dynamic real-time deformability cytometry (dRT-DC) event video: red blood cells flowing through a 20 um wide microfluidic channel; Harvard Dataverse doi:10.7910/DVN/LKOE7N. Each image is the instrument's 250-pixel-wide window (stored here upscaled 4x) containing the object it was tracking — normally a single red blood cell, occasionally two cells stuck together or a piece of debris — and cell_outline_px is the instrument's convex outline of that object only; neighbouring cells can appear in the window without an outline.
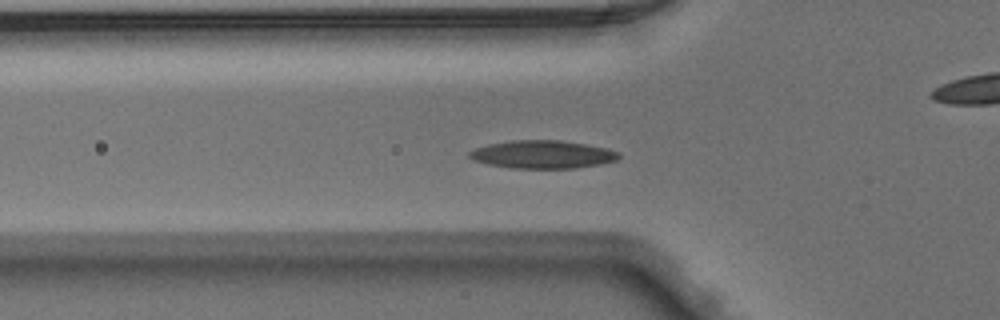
{"species": "Egyptian fruit bat (a non-hibernating species)", "species_latin": "Rousettus aegyptiacus", "temperature_condition": "warm", "stored_images_in_passage": 50, "camera_frame_rate_fps": 3000, "um_per_image_px": 0.085, "animal": {"sex": "male"}, "frame": {"image": 1, "passage_image": 17, "time_ms": 5.333, "image_size_px": [1000, 320], "cell_outline_px": [[620, 156], [616, 160], [600, 164], [572, 168], [512, 168], [488, 164], [472, 160], [468, 156], [468, 152], [476, 148], [488, 144], [512, 140], [560, 140], [608, 148], [620, 152]], "centroid_in_image_um": [46.1, 13.12], "position_along_channel_um": 79.7, "area_um2": 24.33}}
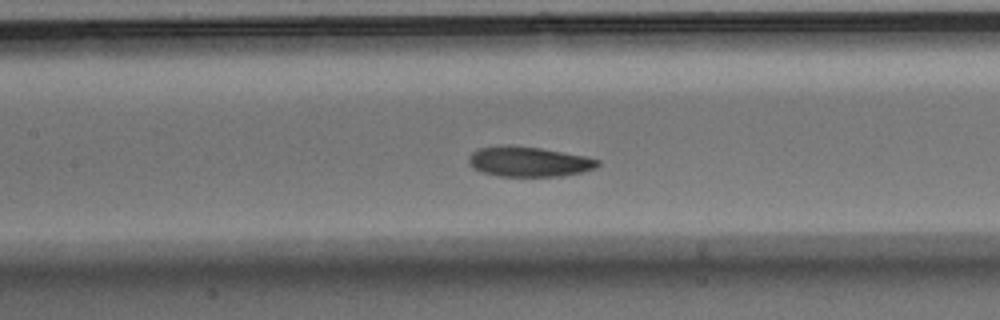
{"frame": {"image": 2, "passage_image": 23, "time_ms": 7.333, "image_size_px": [1000, 320], "cell_outline_px": [[600, 164], [596, 168], [584, 172], [560, 176], [500, 176], [480, 172], [472, 168], [468, 164], [468, 156], [472, 152], [480, 148], [540, 148], [584, 156], [600, 160]], "centroid_in_image_um": [44.98, 13.79], "position_along_channel_um": 162.4, "area_um2": 21.91}}
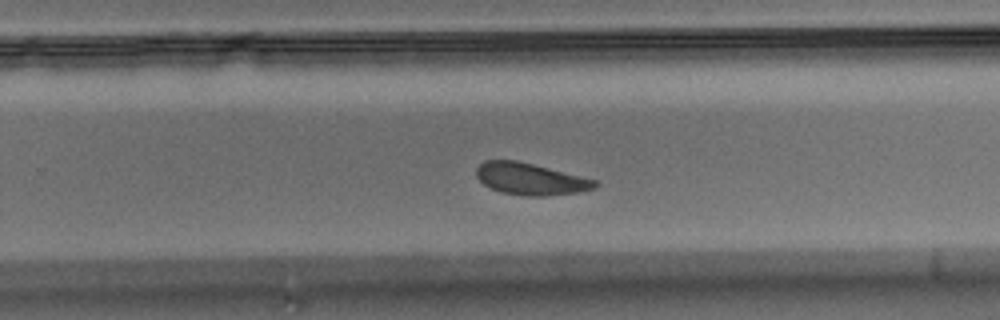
{"frame": {"image": 3, "passage_image": 32, "time_ms": 10.333, "image_size_px": [1000, 320], "cell_outline_px": [[600, 184], [596, 188], [580, 192], [544, 196], [524, 196], [500, 192], [484, 184], [476, 176], [476, 168], [484, 160], [516, 160], [596, 180]], "centroid_in_image_um": [45.09, 15.22], "position_along_channel_um": 284.7, "area_um2": 21.91}}